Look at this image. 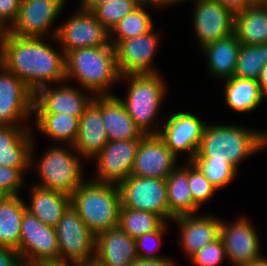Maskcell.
<instances>
[{
  "label": "cell",
  "instance_id": "1",
  "mask_svg": "<svg viewBox=\"0 0 267 266\" xmlns=\"http://www.w3.org/2000/svg\"><path fill=\"white\" fill-rule=\"evenodd\" d=\"M51 46L43 38H23L10 34L2 64L34 93L50 83H64L65 53Z\"/></svg>",
  "mask_w": 267,
  "mask_h": 266
},
{
  "label": "cell",
  "instance_id": "2",
  "mask_svg": "<svg viewBox=\"0 0 267 266\" xmlns=\"http://www.w3.org/2000/svg\"><path fill=\"white\" fill-rule=\"evenodd\" d=\"M267 147V132L243 126L207 124L195 158L228 160L237 169L239 163Z\"/></svg>",
  "mask_w": 267,
  "mask_h": 266
},
{
  "label": "cell",
  "instance_id": "3",
  "mask_svg": "<svg viewBox=\"0 0 267 266\" xmlns=\"http://www.w3.org/2000/svg\"><path fill=\"white\" fill-rule=\"evenodd\" d=\"M65 63L66 81L74 77L93 96L113 95L108 89L120 81L112 44L71 50L65 54Z\"/></svg>",
  "mask_w": 267,
  "mask_h": 266
},
{
  "label": "cell",
  "instance_id": "4",
  "mask_svg": "<svg viewBox=\"0 0 267 266\" xmlns=\"http://www.w3.org/2000/svg\"><path fill=\"white\" fill-rule=\"evenodd\" d=\"M71 205L95 236L118 226L121 207L118 185L88 178L71 195Z\"/></svg>",
  "mask_w": 267,
  "mask_h": 266
},
{
  "label": "cell",
  "instance_id": "5",
  "mask_svg": "<svg viewBox=\"0 0 267 266\" xmlns=\"http://www.w3.org/2000/svg\"><path fill=\"white\" fill-rule=\"evenodd\" d=\"M123 78L129 79L128 92L126 98H118L124 104L127 113L143 135L159 134L160 125L153 122L165 99V80L159 73L120 76V80Z\"/></svg>",
  "mask_w": 267,
  "mask_h": 266
},
{
  "label": "cell",
  "instance_id": "6",
  "mask_svg": "<svg viewBox=\"0 0 267 266\" xmlns=\"http://www.w3.org/2000/svg\"><path fill=\"white\" fill-rule=\"evenodd\" d=\"M61 147L52 146L35 162L37 172L42 182L35 185L56 190L71 196L86 180L83 178L81 156L73 145Z\"/></svg>",
  "mask_w": 267,
  "mask_h": 266
},
{
  "label": "cell",
  "instance_id": "7",
  "mask_svg": "<svg viewBox=\"0 0 267 266\" xmlns=\"http://www.w3.org/2000/svg\"><path fill=\"white\" fill-rule=\"evenodd\" d=\"M59 260L80 262L95 257L96 236L89 230L70 204L55 226Z\"/></svg>",
  "mask_w": 267,
  "mask_h": 266
},
{
  "label": "cell",
  "instance_id": "8",
  "mask_svg": "<svg viewBox=\"0 0 267 266\" xmlns=\"http://www.w3.org/2000/svg\"><path fill=\"white\" fill-rule=\"evenodd\" d=\"M121 206L153 212L169 220L166 180L130 175L119 185Z\"/></svg>",
  "mask_w": 267,
  "mask_h": 266
},
{
  "label": "cell",
  "instance_id": "9",
  "mask_svg": "<svg viewBox=\"0 0 267 266\" xmlns=\"http://www.w3.org/2000/svg\"><path fill=\"white\" fill-rule=\"evenodd\" d=\"M22 262L41 264L59 260V246L56 230L38 220L28 210L25 211L20 232L19 249Z\"/></svg>",
  "mask_w": 267,
  "mask_h": 266
},
{
  "label": "cell",
  "instance_id": "10",
  "mask_svg": "<svg viewBox=\"0 0 267 266\" xmlns=\"http://www.w3.org/2000/svg\"><path fill=\"white\" fill-rule=\"evenodd\" d=\"M65 54L84 47L110 46V32L92 11L80 8L58 27L55 37Z\"/></svg>",
  "mask_w": 267,
  "mask_h": 266
},
{
  "label": "cell",
  "instance_id": "11",
  "mask_svg": "<svg viewBox=\"0 0 267 266\" xmlns=\"http://www.w3.org/2000/svg\"><path fill=\"white\" fill-rule=\"evenodd\" d=\"M65 2L66 0H21L18 17L11 26V34L45 39L46 33L52 31L51 38L54 40L58 28H52L53 22L61 14Z\"/></svg>",
  "mask_w": 267,
  "mask_h": 266
},
{
  "label": "cell",
  "instance_id": "12",
  "mask_svg": "<svg viewBox=\"0 0 267 266\" xmlns=\"http://www.w3.org/2000/svg\"><path fill=\"white\" fill-rule=\"evenodd\" d=\"M34 92L3 64L0 66V123L5 126H25L32 114Z\"/></svg>",
  "mask_w": 267,
  "mask_h": 266
},
{
  "label": "cell",
  "instance_id": "13",
  "mask_svg": "<svg viewBox=\"0 0 267 266\" xmlns=\"http://www.w3.org/2000/svg\"><path fill=\"white\" fill-rule=\"evenodd\" d=\"M161 35L152 29L146 34L126 40H110L115 48L120 76L158 73L152 61Z\"/></svg>",
  "mask_w": 267,
  "mask_h": 266
},
{
  "label": "cell",
  "instance_id": "14",
  "mask_svg": "<svg viewBox=\"0 0 267 266\" xmlns=\"http://www.w3.org/2000/svg\"><path fill=\"white\" fill-rule=\"evenodd\" d=\"M141 139L109 141L94 158L97 183L119 185L131 175Z\"/></svg>",
  "mask_w": 267,
  "mask_h": 266
},
{
  "label": "cell",
  "instance_id": "15",
  "mask_svg": "<svg viewBox=\"0 0 267 266\" xmlns=\"http://www.w3.org/2000/svg\"><path fill=\"white\" fill-rule=\"evenodd\" d=\"M193 26L200 47L235 32V13L216 0H192Z\"/></svg>",
  "mask_w": 267,
  "mask_h": 266
},
{
  "label": "cell",
  "instance_id": "16",
  "mask_svg": "<svg viewBox=\"0 0 267 266\" xmlns=\"http://www.w3.org/2000/svg\"><path fill=\"white\" fill-rule=\"evenodd\" d=\"M220 238L226 259L234 264L233 266H242L262 257L258 234L247 218L240 217L233 223L221 219Z\"/></svg>",
  "mask_w": 267,
  "mask_h": 266
},
{
  "label": "cell",
  "instance_id": "17",
  "mask_svg": "<svg viewBox=\"0 0 267 266\" xmlns=\"http://www.w3.org/2000/svg\"><path fill=\"white\" fill-rule=\"evenodd\" d=\"M178 157L158 135H144L134 160L131 175L166 180L177 167Z\"/></svg>",
  "mask_w": 267,
  "mask_h": 266
},
{
  "label": "cell",
  "instance_id": "18",
  "mask_svg": "<svg viewBox=\"0 0 267 266\" xmlns=\"http://www.w3.org/2000/svg\"><path fill=\"white\" fill-rule=\"evenodd\" d=\"M164 124V130L161 128L158 135L166 146L176 156L181 151L188 152L187 161H193L207 124L195 114L185 111L170 115Z\"/></svg>",
  "mask_w": 267,
  "mask_h": 266
},
{
  "label": "cell",
  "instance_id": "19",
  "mask_svg": "<svg viewBox=\"0 0 267 266\" xmlns=\"http://www.w3.org/2000/svg\"><path fill=\"white\" fill-rule=\"evenodd\" d=\"M83 90L69 83H61L55 89L49 85L41 87L34 93L32 113H63L80 118L94 99Z\"/></svg>",
  "mask_w": 267,
  "mask_h": 266
},
{
  "label": "cell",
  "instance_id": "20",
  "mask_svg": "<svg viewBox=\"0 0 267 266\" xmlns=\"http://www.w3.org/2000/svg\"><path fill=\"white\" fill-rule=\"evenodd\" d=\"M109 142L102 120V96H94L79 119V130L74 143L80 156L95 158Z\"/></svg>",
  "mask_w": 267,
  "mask_h": 266
},
{
  "label": "cell",
  "instance_id": "21",
  "mask_svg": "<svg viewBox=\"0 0 267 266\" xmlns=\"http://www.w3.org/2000/svg\"><path fill=\"white\" fill-rule=\"evenodd\" d=\"M26 126L0 127V165L12 168H29L33 162L34 136Z\"/></svg>",
  "mask_w": 267,
  "mask_h": 266
},
{
  "label": "cell",
  "instance_id": "22",
  "mask_svg": "<svg viewBox=\"0 0 267 266\" xmlns=\"http://www.w3.org/2000/svg\"><path fill=\"white\" fill-rule=\"evenodd\" d=\"M173 221L180 227L179 243L189 258L220 237L221 219L212 215H184Z\"/></svg>",
  "mask_w": 267,
  "mask_h": 266
},
{
  "label": "cell",
  "instance_id": "23",
  "mask_svg": "<svg viewBox=\"0 0 267 266\" xmlns=\"http://www.w3.org/2000/svg\"><path fill=\"white\" fill-rule=\"evenodd\" d=\"M95 257L105 266H131L137 259L135 239L118 226L96 235Z\"/></svg>",
  "mask_w": 267,
  "mask_h": 266
},
{
  "label": "cell",
  "instance_id": "24",
  "mask_svg": "<svg viewBox=\"0 0 267 266\" xmlns=\"http://www.w3.org/2000/svg\"><path fill=\"white\" fill-rule=\"evenodd\" d=\"M102 120L109 141L141 139L144 136L115 94L102 96Z\"/></svg>",
  "mask_w": 267,
  "mask_h": 266
},
{
  "label": "cell",
  "instance_id": "25",
  "mask_svg": "<svg viewBox=\"0 0 267 266\" xmlns=\"http://www.w3.org/2000/svg\"><path fill=\"white\" fill-rule=\"evenodd\" d=\"M31 188V200L26 204L27 210L44 224L55 228L63 212L71 204V196L35 184Z\"/></svg>",
  "mask_w": 267,
  "mask_h": 266
},
{
  "label": "cell",
  "instance_id": "26",
  "mask_svg": "<svg viewBox=\"0 0 267 266\" xmlns=\"http://www.w3.org/2000/svg\"><path fill=\"white\" fill-rule=\"evenodd\" d=\"M240 46L235 32L203 46L201 49L207 58L208 71L213 76L223 79L233 77Z\"/></svg>",
  "mask_w": 267,
  "mask_h": 266
},
{
  "label": "cell",
  "instance_id": "27",
  "mask_svg": "<svg viewBox=\"0 0 267 266\" xmlns=\"http://www.w3.org/2000/svg\"><path fill=\"white\" fill-rule=\"evenodd\" d=\"M169 221L174 218L193 215L199 211L194 204L188 183V165L177 166L166 178Z\"/></svg>",
  "mask_w": 267,
  "mask_h": 266
},
{
  "label": "cell",
  "instance_id": "28",
  "mask_svg": "<svg viewBox=\"0 0 267 266\" xmlns=\"http://www.w3.org/2000/svg\"><path fill=\"white\" fill-rule=\"evenodd\" d=\"M235 33L244 45L267 43V9L251 5L235 13Z\"/></svg>",
  "mask_w": 267,
  "mask_h": 266
},
{
  "label": "cell",
  "instance_id": "29",
  "mask_svg": "<svg viewBox=\"0 0 267 266\" xmlns=\"http://www.w3.org/2000/svg\"><path fill=\"white\" fill-rule=\"evenodd\" d=\"M224 80L226 104L236 112H251L261 104L264 96L257 80L235 76Z\"/></svg>",
  "mask_w": 267,
  "mask_h": 266
},
{
  "label": "cell",
  "instance_id": "30",
  "mask_svg": "<svg viewBox=\"0 0 267 266\" xmlns=\"http://www.w3.org/2000/svg\"><path fill=\"white\" fill-rule=\"evenodd\" d=\"M26 203L19 196H8L0 204V247L19 249L21 222Z\"/></svg>",
  "mask_w": 267,
  "mask_h": 266
},
{
  "label": "cell",
  "instance_id": "31",
  "mask_svg": "<svg viewBox=\"0 0 267 266\" xmlns=\"http://www.w3.org/2000/svg\"><path fill=\"white\" fill-rule=\"evenodd\" d=\"M37 129L58 142L74 145L79 130V117L63 113H32Z\"/></svg>",
  "mask_w": 267,
  "mask_h": 266
},
{
  "label": "cell",
  "instance_id": "32",
  "mask_svg": "<svg viewBox=\"0 0 267 266\" xmlns=\"http://www.w3.org/2000/svg\"><path fill=\"white\" fill-rule=\"evenodd\" d=\"M146 5L159 6L155 1L143 0L113 27L110 31V40H126L154 29L150 13L144 9L147 7Z\"/></svg>",
  "mask_w": 267,
  "mask_h": 266
},
{
  "label": "cell",
  "instance_id": "33",
  "mask_svg": "<svg viewBox=\"0 0 267 266\" xmlns=\"http://www.w3.org/2000/svg\"><path fill=\"white\" fill-rule=\"evenodd\" d=\"M164 222L153 212L120 207L118 227L134 239L157 230Z\"/></svg>",
  "mask_w": 267,
  "mask_h": 266
},
{
  "label": "cell",
  "instance_id": "34",
  "mask_svg": "<svg viewBox=\"0 0 267 266\" xmlns=\"http://www.w3.org/2000/svg\"><path fill=\"white\" fill-rule=\"evenodd\" d=\"M267 63V43L258 45L241 44L234 76L258 80Z\"/></svg>",
  "mask_w": 267,
  "mask_h": 266
},
{
  "label": "cell",
  "instance_id": "35",
  "mask_svg": "<svg viewBox=\"0 0 267 266\" xmlns=\"http://www.w3.org/2000/svg\"><path fill=\"white\" fill-rule=\"evenodd\" d=\"M193 162L204 173L205 177L220 189L231 183L236 175L237 168L228 160H213V158H194Z\"/></svg>",
  "mask_w": 267,
  "mask_h": 266
},
{
  "label": "cell",
  "instance_id": "36",
  "mask_svg": "<svg viewBox=\"0 0 267 266\" xmlns=\"http://www.w3.org/2000/svg\"><path fill=\"white\" fill-rule=\"evenodd\" d=\"M143 0H111L92 12L100 23L110 32L113 27Z\"/></svg>",
  "mask_w": 267,
  "mask_h": 266
},
{
  "label": "cell",
  "instance_id": "37",
  "mask_svg": "<svg viewBox=\"0 0 267 266\" xmlns=\"http://www.w3.org/2000/svg\"><path fill=\"white\" fill-rule=\"evenodd\" d=\"M188 163V183L194 204L200 209L207 203L218 190L204 175L200 168L193 162Z\"/></svg>",
  "mask_w": 267,
  "mask_h": 266
},
{
  "label": "cell",
  "instance_id": "38",
  "mask_svg": "<svg viewBox=\"0 0 267 266\" xmlns=\"http://www.w3.org/2000/svg\"><path fill=\"white\" fill-rule=\"evenodd\" d=\"M225 258L227 256L223 242L219 237L193 254L189 260L195 266H220Z\"/></svg>",
  "mask_w": 267,
  "mask_h": 266
},
{
  "label": "cell",
  "instance_id": "39",
  "mask_svg": "<svg viewBox=\"0 0 267 266\" xmlns=\"http://www.w3.org/2000/svg\"><path fill=\"white\" fill-rule=\"evenodd\" d=\"M167 223L164 222L157 230L143 234L142 236L135 239L136 255L137 258H157L166 257L156 255L153 253L161 245V240L166 231ZM150 243V244H149ZM153 251V252H152Z\"/></svg>",
  "mask_w": 267,
  "mask_h": 266
},
{
  "label": "cell",
  "instance_id": "40",
  "mask_svg": "<svg viewBox=\"0 0 267 266\" xmlns=\"http://www.w3.org/2000/svg\"><path fill=\"white\" fill-rule=\"evenodd\" d=\"M29 168H12L0 165V190L8 196H19L24 183V171Z\"/></svg>",
  "mask_w": 267,
  "mask_h": 266
},
{
  "label": "cell",
  "instance_id": "41",
  "mask_svg": "<svg viewBox=\"0 0 267 266\" xmlns=\"http://www.w3.org/2000/svg\"><path fill=\"white\" fill-rule=\"evenodd\" d=\"M21 0H0V20L12 26L19 13Z\"/></svg>",
  "mask_w": 267,
  "mask_h": 266
},
{
  "label": "cell",
  "instance_id": "42",
  "mask_svg": "<svg viewBox=\"0 0 267 266\" xmlns=\"http://www.w3.org/2000/svg\"><path fill=\"white\" fill-rule=\"evenodd\" d=\"M23 262L17 250L0 247V266H22Z\"/></svg>",
  "mask_w": 267,
  "mask_h": 266
},
{
  "label": "cell",
  "instance_id": "43",
  "mask_svg": "<svg viewBox=\"0 0 267 266\" xmlns=\"http://www.w3.org/2000/svg\"><path fill=\"white\" fill-rule=\"evenodd\" d=\"M131 266H175L169 257L137 258Z\"/></svg>",
  "mask_w": 267,
  "mask_h": 266
},
{
  "label": "cell",
  "instance_id": "44",
  "mask_svg": "<svg viewBox=\"0 0 267 266\" xmlns=\"http://www.w3.org/2000/svg\"><path fill=\"white\" fill-rule=\"evenodd\" d=\"M11 34V27L0 20V58L3 60L6 52L7 41Z\"/></svg>",
  "mask_w": 267,
  "mask_h": 266
},
{
  "label": "cell",
  "instance_id": "45",
  "mask_svg": "<svg viewBox=\"0 0 267 266\" xmlns=\"http://www.w3.org/2000/svg\"><path fill=\"white\" fill-rule=\"evenodd\" d=\"M220 2L224 7L230 9L234 13L242 11L248 8L250 5V0H216Z\"/></svg>",
  "mask_w": 267,
  "mask_h": 266
},
{
  "label": "cell",
  "instance_id": "46",
  "mask_svg": "<svg viewBox=\"0 0 267 266\" xmlns=\"http://www.w3.org/2000/svg\"><path fill=\"white\" fill-rule=\"evenodd\" d=\"M111 0H80V7L86 11H93L95 8L100 5L106 4Z\"/></svg>",
  "mask_w": 267,
  "mask_h": 266
},
{
  "label": "cell",
  "instance_id": "47",
  "mask_svg": "<svg viewBox=\"0 0 267 266\" xmlns=\"http://www.w3.org/2000/svg\"><path fill=\"white\" fill-rule=\"evenodd\" d=\"M260 90L264 97H267V63L262 68V71L260 73V76L257 80Z\"/></svg>",
  "mask_w": 267,
  "mask_h": 266
},
{
  "label": "cell",
  "instance_id": "48",
  "mask_svg": "<svg viewBox=\"0 0 267 266\" xmlns=\"http://www.w3.org/2000/svg\"><path fill=\"white\" fill-rule=\"evenodd\" d=\"M75 266H105L96 257L88 259L86 261L75 262Z\"/></svg>",
  "mask_w": 267,
  "mask_h": 266
},
{
  "label": "cell",
  "instance_id": "49",
  "mask_svg": "<svg viewBox=\"0 0 267 266\" xmlns=\"http://www.w3.org/2000/svg\"><path fill=\"white\" fill-rule=\"evenodd\" d=\"M41 266H75L74 262H68V261H47L40 264Z\"/></svg>",
  "mask_w": 267,
  "mask_h": 266
},
{
  "label": "cell",
  "instance_id": "50",
  "mask_svg": "<svg viewBox=\"0 0 267 266\" xmlns=\"http://www.w3.org/2000/svg\"><path fill=\"white\" fill-rule=\"evenodd\" d=\"M262 255L261 258H258L248 264L242 265V266H267V257H263Z\"/></svg>",
  "mask_w": 267,
  "mask_h": 266
},
{
  "label": "cell",
  "instance_id": "51",
  "mask_svg": "<svg viewBox=\"0 0 267 266\" xmlns=\"http://www.w3.org/2000/svg\"><path fill=\"white\" fill-rule=\"evenodd\" d=\"M188 1V0H186ZM192 1V0H190ZM181 2H185V0H162L160 3H159V7H169V6H172L176 3H181Z\"/></svg>",
  "mask_w": 267,
  "mask_h": 266
},
{
  "label": "cell",
  "instance_id": "52",
  "mask_svg": "<svg viewBox=\"0 0 267 266\" xmlns=\"http://www.w3.org/2000/svg\"><path fill=\"white\" fill-rule=\"evenodd\" d=\"M267 0H250V5H264Z\"/></svg>",
  "mask_w": 267,
  "mask_h": 266
},
{
  "label": "cell",
  "instance_id": "53",
  "mask_svg": "<svg viewBox=\"0 0 267 266\" xmlns=\"http://www.w3.org/2000/svg\"><path fill=\"white\" fill-rule=\"evenodd\" d=\"M8 197L2 190H0V204Z\"/></svg>",
  "mask_w": 267,
  "mask_h": 266
},
{
  "label": "cell",
  "instance_id": "54",
  "mask_svg": "<svg viewBox=\"0 0 267 266\" xmlns=\"http://www.w3.org/2000/svg\"><path fill=\"white\" fill-rule=\"evenodd\" d=\"M22 266H41L40 264H26V263H23Z\"/></svg>",
  "mask_w": 267,
  "mask_h": 266
},
{
  "label": "cell",
  "instance_id": "55",
  "mask_svg": "<svg viewBox=\"0 0 267 266\" xmlns=\"http://www.w3.org/2000/svg\"><path fill=\"white\" fill-rule=\"evenodd\" d=\"M150 1H155L159 4L162 0H150Z\"/></svg>",
  "mask_w": 267,
  "mask_h": 266
},
{
  "label": "cell",
  "instance_id": "56",
  "mask_svg": "<svg viewBox=\"0 0 267 266\" xmlns=\"http://www.w3.org/2000/svg\"><path fill=\"white\" fill-rule=\"evenodd\" d=\"M263 6L267 9V2Z\"/></svg>",
  "mask_w": 267,
  "mask_h": 266
}]
</instances>
